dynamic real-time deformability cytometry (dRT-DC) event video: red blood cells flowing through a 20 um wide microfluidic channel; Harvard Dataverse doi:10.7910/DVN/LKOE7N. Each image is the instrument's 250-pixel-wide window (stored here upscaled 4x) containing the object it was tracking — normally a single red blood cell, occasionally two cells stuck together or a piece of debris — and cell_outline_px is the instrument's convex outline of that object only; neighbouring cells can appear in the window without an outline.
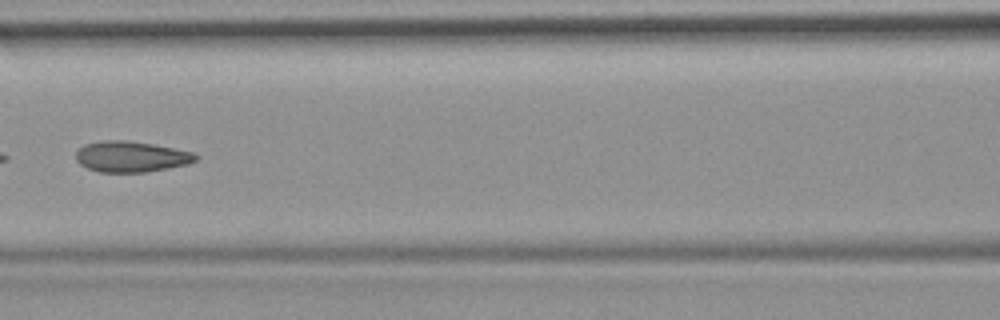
{"species": "common noctule bat (a hibernating species)", "species_latin": "Nyctalus noctula", "temperature_condition": "room temperature", "stored_images_in_passage": 8, "camera_frame_rate_fps": 3000, "um_per_image_px": 0.085, "animal": {"sex": "female", "body_mass_g": 19.9}, "frame": {"image": 1, "passage_image": 7, "time_ms": 2.0, "image_size_px": [1000, 320], "cell_outline_px": [[200, 156], [196, 160], [188, 164], [168, 168], [144, 172], [100, 172], [88, 168], [80, 164], [76, 160], [76, 152], [84, 144], [100, 140], [128, 140], [152, 144], [192, 152]], "centroid_in_image_um": [11.13, 13.31], "position_along_channel_um": 155.5, "area_um2": 21.5}}
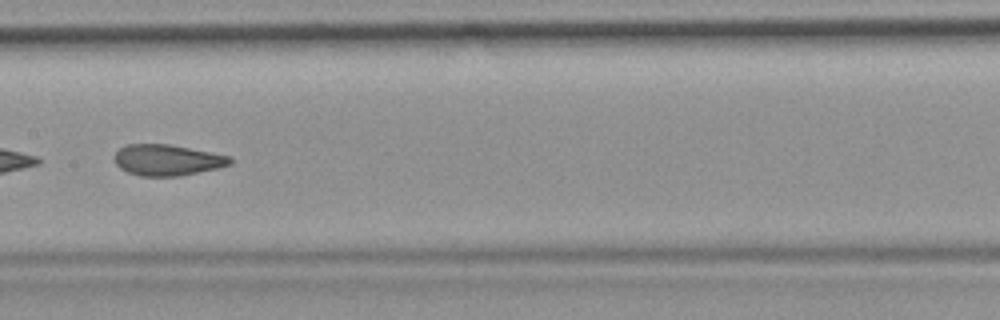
{"frame": {"image": 2, "passage_image": 8, "time_ms": 2.333, "image_size_px": [1000, 320], "cell_outline_px": [[232, 164], [216, 168], [180, 176], [140, 176], [128, 172], [120, 168], [112, 160], [112, 156], [120, 148], [128, 144], [168, 144], [212, 152], [232, 156]], "centroid_in_image_um": [14.2, 13.6], "position_along_channel_um": 193.2, "area_um2": 21.04}}